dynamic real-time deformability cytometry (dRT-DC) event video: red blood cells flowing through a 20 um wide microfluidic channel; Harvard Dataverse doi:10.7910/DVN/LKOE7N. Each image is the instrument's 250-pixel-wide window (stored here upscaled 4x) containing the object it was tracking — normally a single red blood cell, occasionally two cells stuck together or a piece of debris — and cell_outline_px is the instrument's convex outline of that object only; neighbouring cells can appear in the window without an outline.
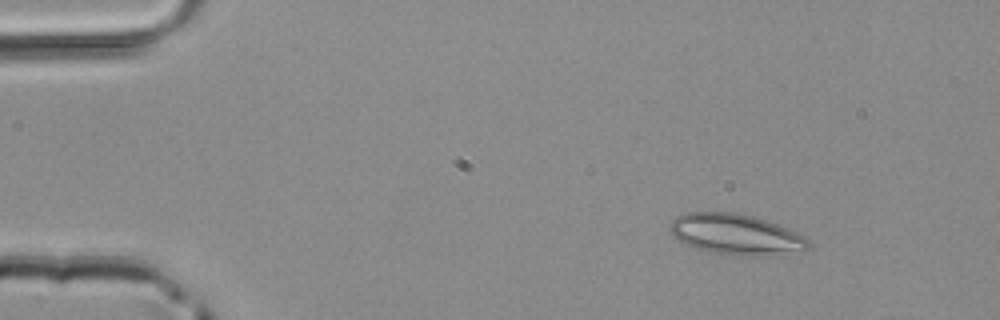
{"species": "common noctule bat (a hibernating species)", "species_latin": "Nyctalus noctula", "temperature_condition": "room temperature", "stored_images_in_passage": 10, "camera_frame_rate_fps": 3000, "um_per_image_px": 0.085, "animal": {"sex": "male", "body_mass_g": 20.4}, "frame": {"image": 1, "passage_image": 1, "time_ms": 0.0, "image_size_px": [1000, 320], "cell_outline_px": [[808, 248], [804, 252], [784, 256], [740, 256], [712, 252], [696, 248], [684, 244], [672, 232], [672, 220], [676, 216], [684, 212], [736, 212], [768, 220], [788, 228], [804, 236], [808, 240]], "centroid_in_image_um": [62.65, 19.94], "position_along_channel_um": 22.4, "area_um2": 33.23}}